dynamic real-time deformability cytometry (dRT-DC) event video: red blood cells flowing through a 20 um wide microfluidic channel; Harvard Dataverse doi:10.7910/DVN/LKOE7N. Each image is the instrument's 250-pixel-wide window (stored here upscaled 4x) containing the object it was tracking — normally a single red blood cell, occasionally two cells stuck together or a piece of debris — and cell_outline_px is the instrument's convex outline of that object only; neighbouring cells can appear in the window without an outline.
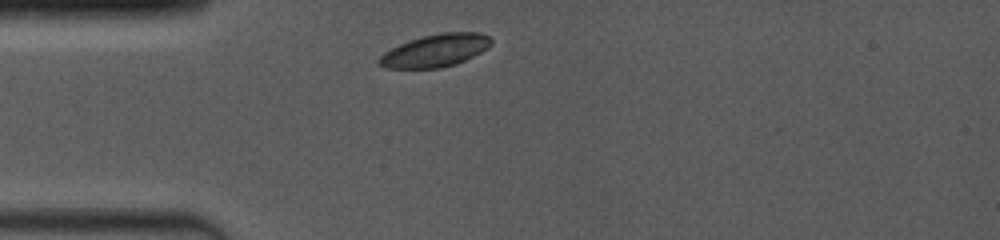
{"species": "common noctule bat (a hibernating species)", "species_latin": "Nyctalus noctula", "temperature_condition": "room temperature", "stored_images_in_passage": 8, "camera_frame_rate_fps": 4000, "um_per_image_px": 0.085, "animal": {"sex": "female", "body_mass_g": 19.0, "forearm_length_mm": 53.3}, "frame": {"image": 1, "passage_image": 1, "time_ms": 0.0, "image_size_px": [1000, 240], "cell_outline_px": [[492, 44], [488, 48], [456, 64], [440, 68], [388, 68], [380, 64], [376, 60], [384, 52], [408, 40], [420, 36], [440, 32], [480, 32], [488, 36], [492, 40]], "centroid_in_image_um": [37.01, 4.28], "position_along_channel_um": 48.0, "area_um2": 21.33}}
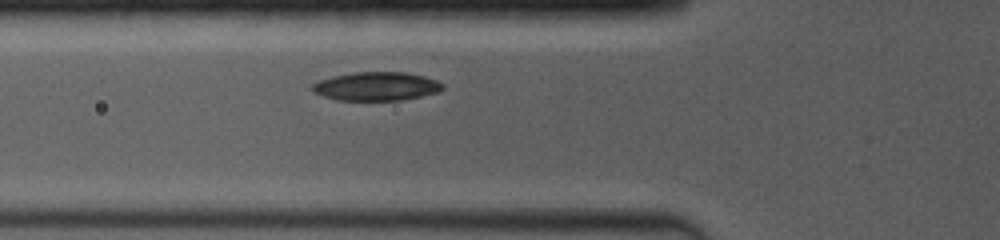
{"frame": {"image": 2, "passage_image": 4, "time_ms": 1.5, "image_size_px": [1000, 240], "cell_outline_px": [[444, 88], [440, 92], [404, 100], [336, 100], [312, 92], [312, 84], [320, 80], [332, 76], [356, 72], [404, 72], [424, 76], [436, 80], [444, 84]], "centroid_in_image_um": [32.02, 7.34], "position_along_channel_um": 93.8, "area_um2": 21.85}}
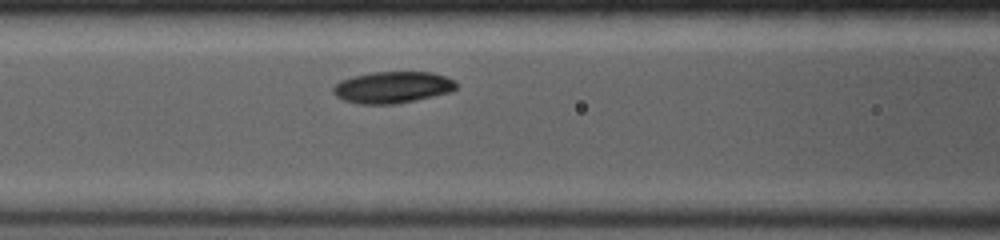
{"frame": {"image": 3, "passage_image": 6, "time_ms": 2.5, "image_size_px": [1000, 240], "cell_outline_px": [[456, 88], [452, 92], [416, 100], [392, 104], [360, 104], [344, 100], [336, 96], [332, 92], [332, 88], [340, 80], [352, 76], [372, 72], [432, 72], [456, 80]], "centroid_in_image_um": [33.37, 7.42], "position_along_channel_um": 133.2, "area_um2": 22.77}}